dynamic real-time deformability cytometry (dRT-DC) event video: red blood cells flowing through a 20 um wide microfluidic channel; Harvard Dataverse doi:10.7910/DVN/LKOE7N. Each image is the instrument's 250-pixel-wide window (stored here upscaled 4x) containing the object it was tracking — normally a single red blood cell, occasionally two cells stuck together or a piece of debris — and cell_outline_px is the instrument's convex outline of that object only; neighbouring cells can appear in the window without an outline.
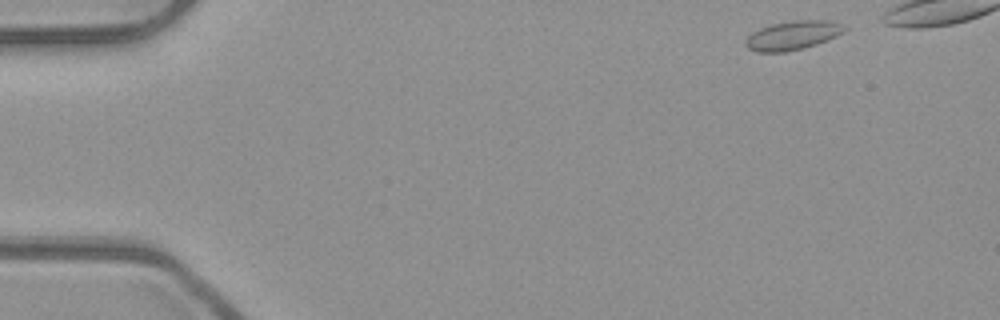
{"species": "common noctule bat (a hibernating species)", "species_latin": "Nyctalus noctula", "temperature_condition": "room temperature", "stored_images_in_passage": 42, "camera_frame_rate_fps": 3000, "um_per_image_px": 0.085, "animal": {"sex": "male", "body_mass_g": 23.1, "forearm_length_mm": 52.7}, "frame": {"image": 1, "passage_image": 1, "time_ms": 0.0, "image_size_px": [1000, 320], "cell_outline_px": [[848, 28], [844, 32], [828, 40], [804, 48], [784, 52], [756, 52], [748, 48], [744, 44], [748, 36], [752, 32], [760, 28], [772, 24], [792, 20], [832, 20]], "centroid_in_image_um": [67.39, 3.0], "position_along_channel_um": 17.6, "area_um2": 16.76}}
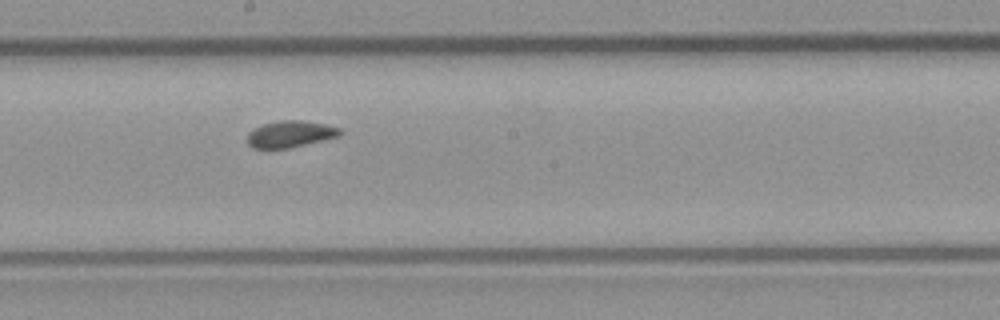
{"frame": {"image": 2, "passage_image": 25, "time_ms": 8.0, "image_size_px": [1000, 320], "cell_outline_px": [[344, 132], [340, 136], [288, 148], [252, 148], [248, 144], [248, 132], [264, 124], [280, 120], [304, 120], [324, 124], [340, 128]], "centroid_in_image_um": [24.7, 11.39], "position_along_channel_um": 223.5, "area_um2": 14.28}}
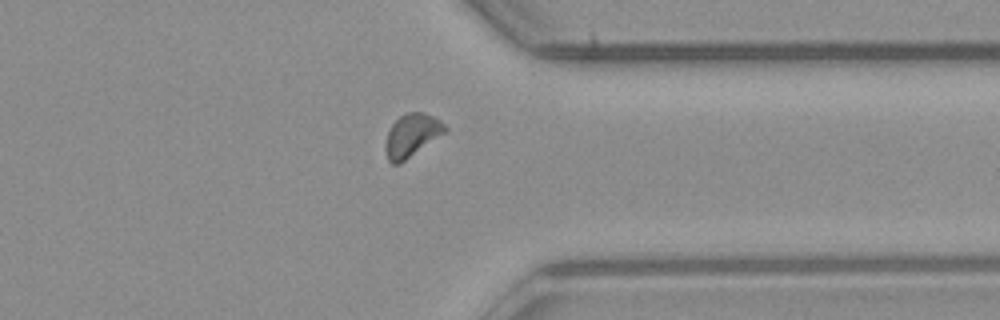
{"frame": {"image": 3, "passage_image": 37, "time_ms": 12.0, "image_size_px": [1000, 320], "cell_outline_px": [[448, 132], [400, 164], [392, 164], [388, 160], [384, 148], [384, 144], [388, 132], [392, 124], [400, 116], [408, 112], [424, 112], [440, 120], [448, 128]], "centroid_in_image_um": [35.02, 11.52], "position_along_channel_um": 376.4, "area_um2": 15.2}}